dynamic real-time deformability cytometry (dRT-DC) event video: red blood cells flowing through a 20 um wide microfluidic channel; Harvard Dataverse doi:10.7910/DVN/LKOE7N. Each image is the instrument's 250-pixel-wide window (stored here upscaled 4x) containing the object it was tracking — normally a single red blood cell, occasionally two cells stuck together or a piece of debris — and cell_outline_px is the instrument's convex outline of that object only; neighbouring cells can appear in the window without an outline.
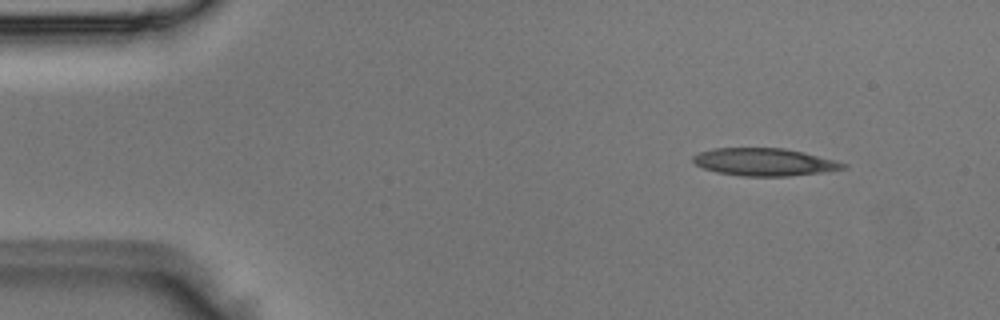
{"species": "Egyptian fruit bat (a non-hibernating species)", "species_latin": "Rousettus aegyptiacus", "temperature_condition": "room temperature", "stored_images_in_passage": 5, "camera_frame_rate_fps": 3000, "um_per_image_px": 0.085, "animal": {"sex": "male"}, "frame": {"image": 1, "passage_image": 5, "time_ms": 1.333, "image_size_px": [1000, 320], "cell_outline_px": [[848, 168], [824, 172], [788, 176], [744, 176], [716, 172], [704, 168], [696, 164], [692, 160], [692, 156], [700, 152], [712, 148], [784, 148], [804, 152], [836, 160], [848, 164]], "centroid_in_image_um": [65.01, 13.77], "position_along_channel_um": 20.0, "area_um2": 24.22}}